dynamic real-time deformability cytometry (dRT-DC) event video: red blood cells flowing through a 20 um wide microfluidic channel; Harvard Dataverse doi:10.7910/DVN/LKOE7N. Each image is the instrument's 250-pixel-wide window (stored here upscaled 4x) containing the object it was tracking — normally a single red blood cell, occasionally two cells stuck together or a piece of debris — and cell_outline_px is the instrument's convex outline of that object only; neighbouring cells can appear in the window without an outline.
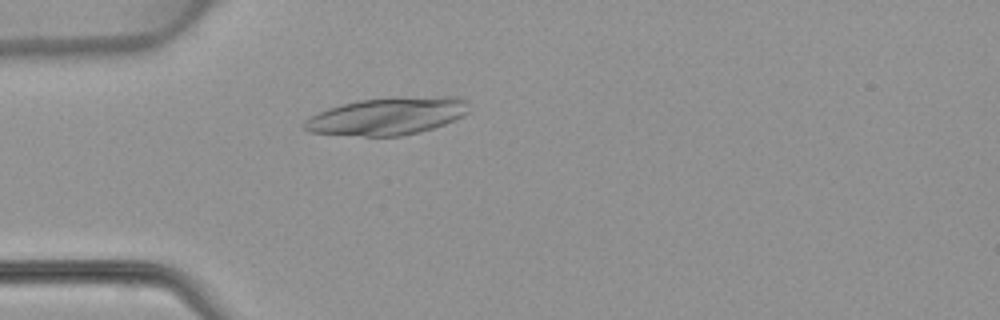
{"species": "common noctule bat (a hibernating species)", "species_latin": "Nyctalus noctula", "temperature_condition": "warm", "stored_images_in_passage": 48, "camera_frame_rate_fps": 3000, "um_per_image_px": 0.085, "animal": {"sex": "female", "body_mass_g": 22.7, "forearm_length_mm": 54.2}, "frame": {"image": 1, "passage_image": 14, "time_ms": 4.333, "image_size_px": [1000, 320], "cell_outline_px": [[472, 108], [464, 116], [456, 120], [420, 132], [400, 136], [364, 136], [308, 132], [304, 128], [304, 120], [328, 108], [360, 100], [440, 96], [464, 96], [468, 100]], "centroid_in_image_um": [33.04, 9.87], "position_along_channel_um": 52.0, "area_um2": 35.84}}
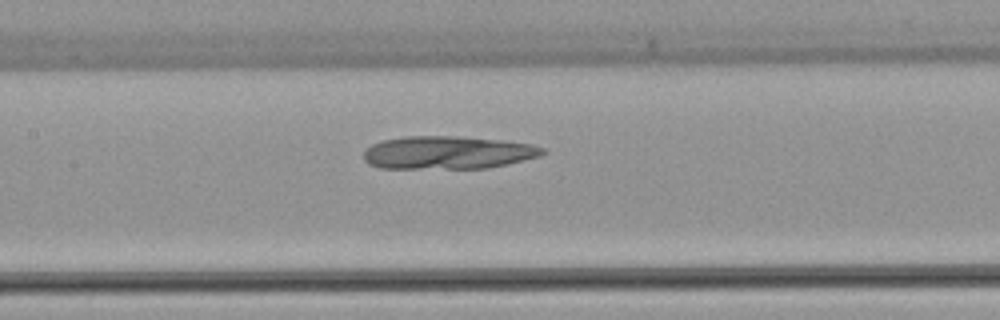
{"frame": {"image": 2, "passage_image": 23, "time_ms": 7.333, "image_size_px": [1000, 320], "cell_outline_px": [[544, 152], [540, 156], [508, 164], [488, 168], [380, 168], [368, 164], [364, 160], [364, 152], [372, 144], [384, 140], [404, 136], [460, 136], [504, 140], [532, 144], [544, 148]], "centroid_in_image_um": [38.07, 12.96], "position_along_channel_um": 169.3, "area_um2": 34.51}}
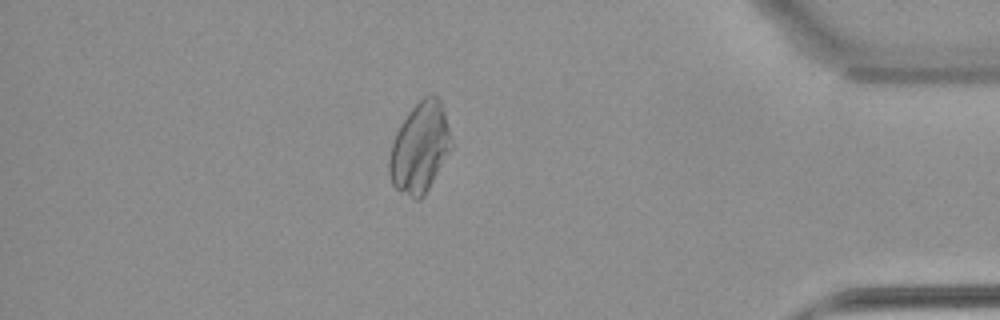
{"frame": {"image": 3, "passage_image": 42, "time_ms": 13.667, "image_size_px": [1000, 320], "cell_outline_px": [[452, 148], [424, 196], [420, 200], [416, 200], [400, 192], [392, 184], [388, 172], [388, 160], [392, 144], [396, 132], [400, 124], [408, 112], [424, 96], [432, 92], [436, 92], [440, 100], [444, 112], [452, 140]], "centroid_in_image_um": [35.68, 12.55], "position_along_channel_um": 399.5, "area_um2": 32.83}}